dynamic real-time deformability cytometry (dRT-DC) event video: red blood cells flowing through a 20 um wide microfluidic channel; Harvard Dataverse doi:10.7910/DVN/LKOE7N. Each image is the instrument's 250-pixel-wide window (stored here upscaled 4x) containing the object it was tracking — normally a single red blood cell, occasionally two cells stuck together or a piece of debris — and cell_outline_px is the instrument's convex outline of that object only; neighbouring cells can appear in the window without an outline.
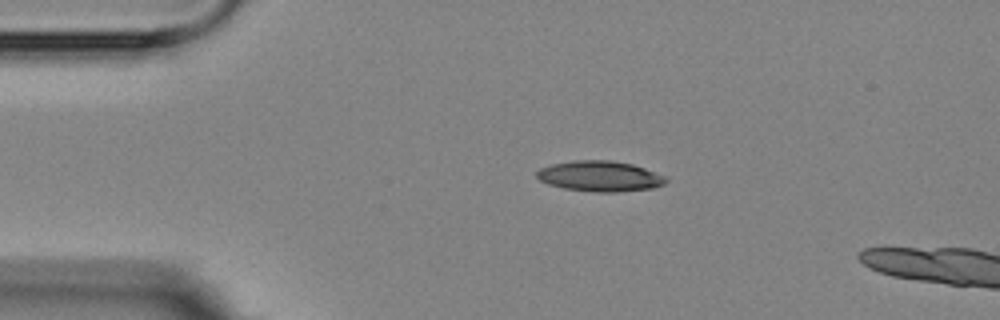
{"species": "Egyptian fruit bat (a non-hibernating species)", "species_latin": "Rousettus aegyptiacus", "temperature_condition": "room temperature", "stored_images_in_passage": 2, "camera_frame_rate_fps": 3000, "um_per_image_px": 0.085, "animal": {"sex": "female"}, "frame": {"image": 1, "passage_image": 1, "time_ms": 0.0, "image_size_px": [1000, 320], "cell_outline_px": [[668, 180], [664, 184], [652, 188], [616, 192], [596, 192], [564, 188], [548, 184], [540, 180], [536, 176], [536, 172], [540, 168], [552, 164], [572, 160], [608, 160], [632, 164], [644, 168], [664, 176]], "centroid_in_image_um": [50.97, 14.97], "position_along_channel_um": 34.0, "area_um2": 22.83}}